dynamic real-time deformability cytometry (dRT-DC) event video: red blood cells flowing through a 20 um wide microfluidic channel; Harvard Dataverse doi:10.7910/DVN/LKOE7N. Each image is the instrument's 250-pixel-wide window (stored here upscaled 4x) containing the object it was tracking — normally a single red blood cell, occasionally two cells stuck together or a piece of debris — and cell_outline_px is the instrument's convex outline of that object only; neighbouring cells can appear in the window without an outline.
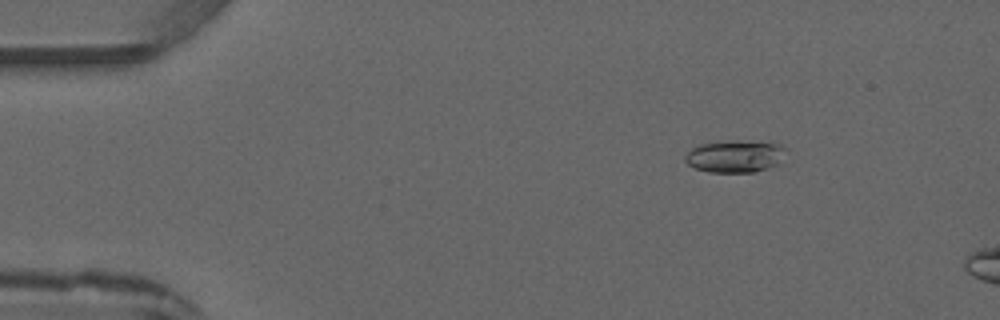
{"species": "common noctule bat (a hibernating species)", "species_latin": "Nyctalus noctula", "temperature_condition": "warm", "stored_images_in_passage": 4, "camera_frame_rate_fps": 3000, "um_per_image_px": 0.085, "animal": {"sex": "male", "forearm_length_mm": 52.5}, "frame": {"image": 1, "passage_image": 2, "time_ms": 1.333, "image_size_px": [1000, 320], "cell_outline_px": [[788, 148], [780, 164], [756, 172], [708, 172], [696, 168], [688, 164], [684, 160], [684, 156], [692, 148], [700, 144], [728, 140], [732, 140], [780, 144]], "centroid_in_image_um": [62.51, 13.28], "position_along_channel_um": 22.5, "area_um2": 19.13}}